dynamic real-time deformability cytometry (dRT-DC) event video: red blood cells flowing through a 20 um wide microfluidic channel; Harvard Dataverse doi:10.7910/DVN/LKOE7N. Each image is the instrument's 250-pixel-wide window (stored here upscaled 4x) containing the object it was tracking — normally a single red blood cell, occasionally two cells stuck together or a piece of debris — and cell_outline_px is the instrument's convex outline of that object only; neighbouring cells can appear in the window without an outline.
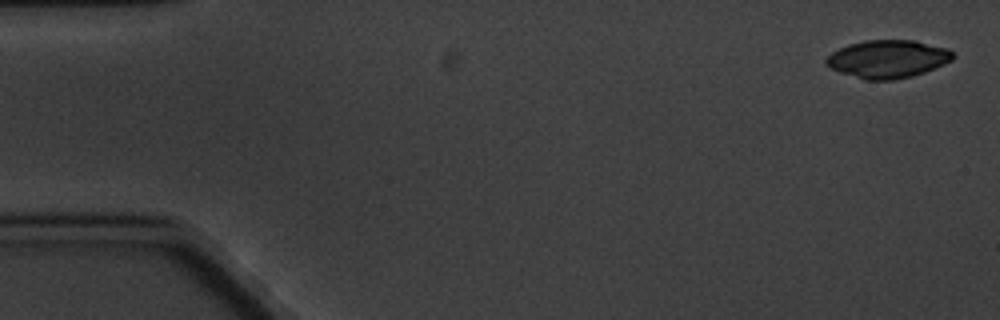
{"species": "common noctule bat (a hibernating species)", "species_latin": "Nyctalus noctula", "temperature_condition": "cold", "stored_images_in_passage": 7, "camera_frame_rate_fps": 3000, "um_per_image_px": 0.085, "animal": {"sex": "male", "body_mass_g": 20.1, "forearm_length_mm": 53.5}, "frame": {"image": 1, "passage_image": 1, "time_ms": 0.0, "image_size_px": [1000, 320], "cell_outline_px": [[956, 56], [952, 60], [944, 64], [924, 72], [912, 76], [896, 80], [864, 80], [828, 68], [824, 64], [824, 60], [832, 52], [848, 44], [864, 40], [916, 40], [948, 48]], "centroid_in_image_um": [75.45, 5.01], "position_along_channel_um": 9.6, "area_um2": 28.32}}